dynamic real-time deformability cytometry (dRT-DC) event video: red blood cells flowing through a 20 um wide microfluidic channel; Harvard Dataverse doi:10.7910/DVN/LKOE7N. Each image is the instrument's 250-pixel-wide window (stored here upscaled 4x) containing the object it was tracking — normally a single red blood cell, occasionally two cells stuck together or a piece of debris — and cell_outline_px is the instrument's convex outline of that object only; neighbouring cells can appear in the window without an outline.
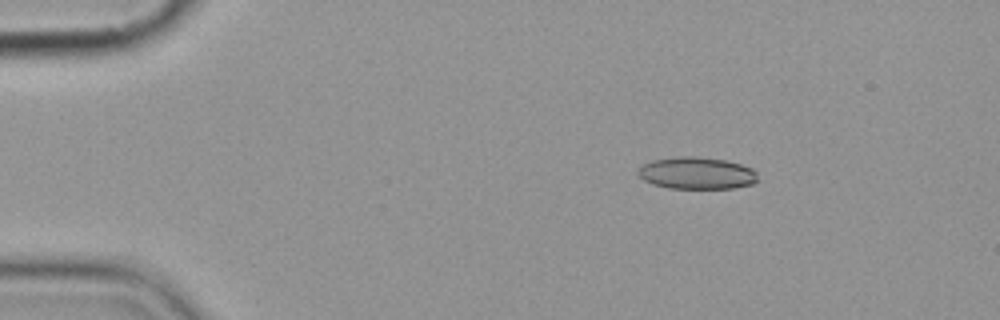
{"species": "common noctule bat (a hibernating species)", "species_latin": "Nyctalus noctula", "temperature_condition": "cold", "stored_images_in_passage": 6, "camera_frame_rate_fps": 3000, "um_per_image_px": 0.085, "animal": {"sex": "female", "body_mass_g": 19.9}, "frame": {"image": 1, "passage_image": 2, "time_ms": 1.0, "image_size_px": [1000, 320], "cell_outline_px": [[756, 180], [752, 184], [732, 188], [668, 188], [652, 184], [644, 180], [636, 172], [644, 164], [652, 160], [676, 156], [696, 156], [724, 160], [740, 164], [752, 168], [756, 172]], "centroid_in_image_um": [59.19, 14.71], "position_along_channel_um": 25.8, "area_um2": 22.25}}
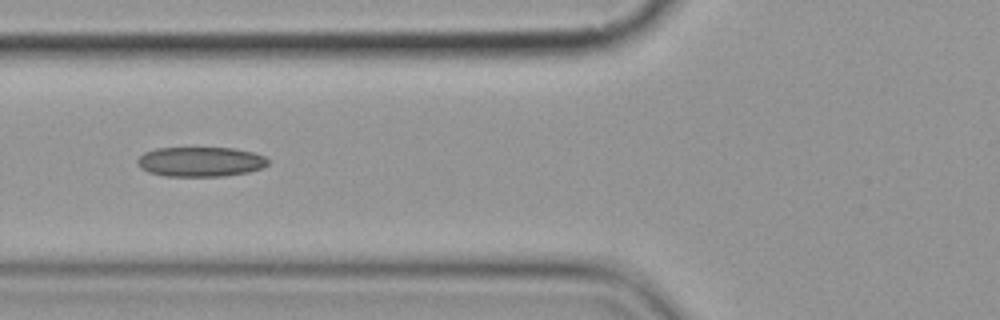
{"frame": {"image": 2, "passage_image": 5, "time_ms": 5.333, "image_size_px": [1000, 320], "cell_outline_px": [[268, 164], [264, 168], [248, 172], [224, 176], [164, 176], [148, 172], [140, 168], [136, 160], [144, 152], [156, 148], [232, 148], [252, 152], [264, 156], [268, 160]], "centroid_in_image_um": [17.03, 13.75], "position_along_channel_um": 108.8, "area_um2": 22.72}}
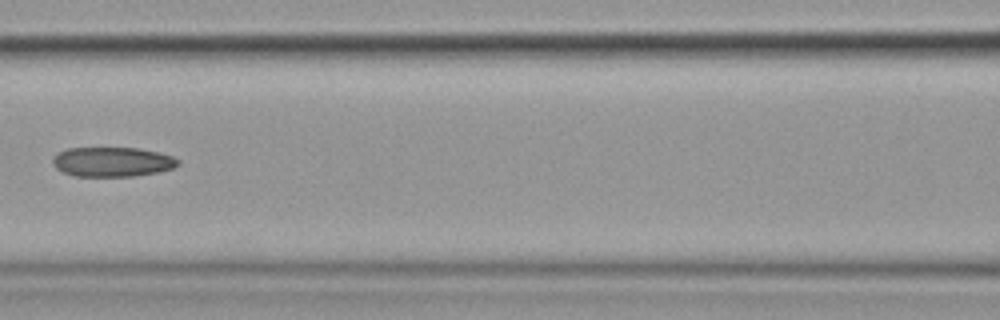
{"frame": {"image": 3, "passage_image": 6, "time_ms": 6.667, "image_size_px": [1000, 320], "cell_outline_px": [[180, 164], [172, 168], [160, 172], [132, 176], [72, 176], [56, 168], [52, 164], [52, 160], [60, 152], [68, 148], [136, 148], [160, 152], [172, 156], [180, 160]], "centroid_in_image_um": [9.58, 13.76], "position_along_channel_um": 157.0, "area_um2": 21.62}}